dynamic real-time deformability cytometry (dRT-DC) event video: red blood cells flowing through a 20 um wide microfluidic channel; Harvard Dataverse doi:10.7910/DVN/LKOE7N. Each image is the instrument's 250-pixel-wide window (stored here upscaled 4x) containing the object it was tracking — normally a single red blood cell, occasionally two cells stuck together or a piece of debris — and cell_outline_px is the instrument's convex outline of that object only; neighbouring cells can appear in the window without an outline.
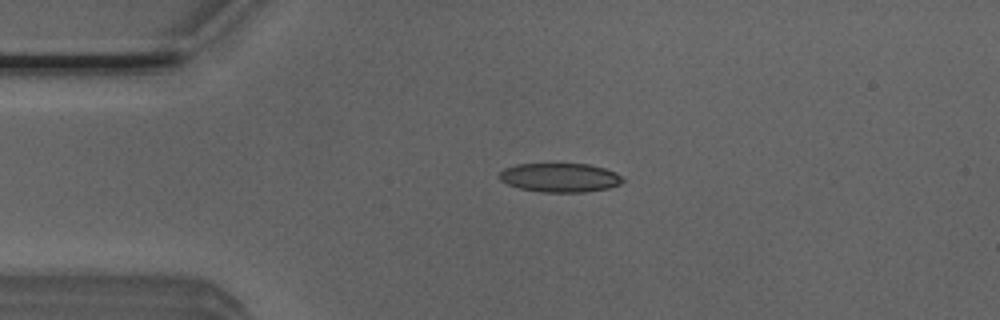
{"species": "Egyptian fruit bat (a non-hibernating species)", "species_latin": "Rousettus aegyptiacus", "temperature_condition": "room temperature", "stored_images_in_passage": 50, "camera_frame_rate_fps": 3000, "um_per_image_px": 0.085, "animal": {"sex": "male"}, "frame": {"image": 1, "passage_image": 10, "time_ms": 3.0, "image_size_px": [1000, 320], "cell_outline_px": [[624, 180], [620, 184], [608, 188], [584, 192], [540, 192], [520, 188], [508, 184], [500, 180], [500, 172], [504, 168], [516, 164], [588, 164], [604, 168], [616, 172]], "centroid_in_image_um": [47.59, 15.09], "position_along_channel_um": 37.4, "area_um2": 20.75}}
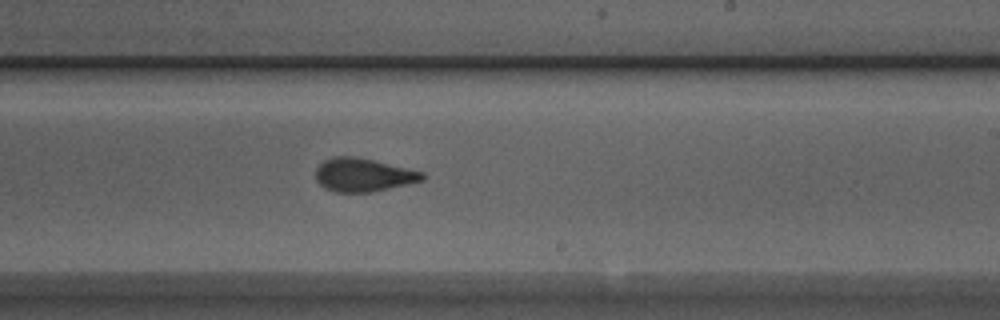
{"frame": {"image": 2, "passage_image": 29, "time_ms": 9.333, "image_size_px": [1000, 320], "cell_outline_px": [[424, 180], [372, 192], [336, 192], [324, 188], [316, 180], [316, 168], [324, 160], [332, 156], [356, 156], [376, 160], [424, 172]], "centroid_in_image_um": [30.86, 14.85], "position_along_channel_um": 258.1, "area_um2": 20.87}}
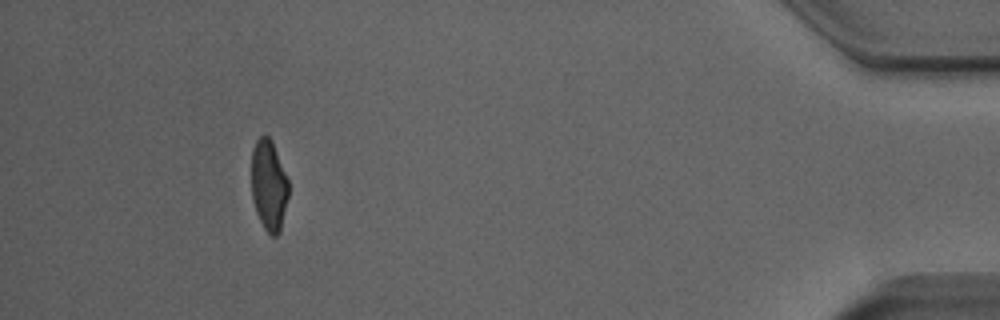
{"frame": {"image": 3, "passage_image": 46, "time_ms": 15.0, "image_size_px": [1000, 320], "cell_outline_px": [[288, 196], [280, 232], [276, 236], [272, 236], [264, 228], [256, 212], [252, 200], [252, 148], [256, 140], [260, 136], [268, 136], [272, 140], [288, 180]], "centroid_in_image_um": [22.84, 15.75], "position_along_channel_um": 412.4, "area_um2": 19.54}, "authors_computed_cell_mechanics": {"area_um2": 21.0392, "velocity_mm_per_s": 3.932, "shape_relaxation_time_tau1_ms": 4.1983, "shape_relaxation_time_tau2_ms": 1.2815, "deformation_change_tau1": 0.1463, "deformation_change_tau2": 0.0756}}